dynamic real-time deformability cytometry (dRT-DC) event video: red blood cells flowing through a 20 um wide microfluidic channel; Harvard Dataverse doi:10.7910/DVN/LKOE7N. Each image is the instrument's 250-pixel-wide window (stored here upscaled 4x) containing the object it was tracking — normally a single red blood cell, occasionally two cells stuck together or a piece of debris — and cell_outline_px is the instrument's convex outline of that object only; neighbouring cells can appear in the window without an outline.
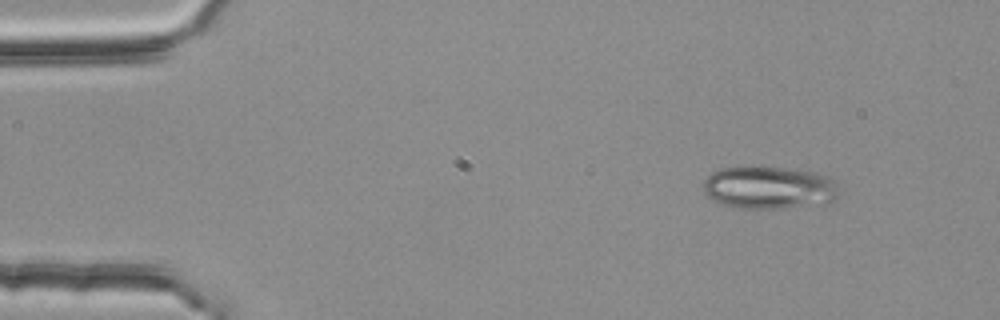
{"species": "common noctule bat (a hibernating species)", "species_latin": "Nyctalus noctula", "temperature_condition": "room temperature", "stored_images_in_passage": 4, "segment_of_instrument_passage": [1, 2], "camera_frame_rate_fps": 3000, "um_per_image_px": 0.085, "animal": {"sex": "female", "body_mass_g": 25.1}, "frame": {"image": 1, "passage_image": 1, "time_ms": 0.0, "image_size_px": [1000, 320], "cell_outline_px": [[840, 196], [824, 208], [744, 208], [724, 204], [712, 200], [704, 192], [704, 180], [712, 172], [724, 168], [788, 168], [812, 172], [828, 176], [836, 180], [840, 192]], "centroid_in_image_um": [65.54, 16.0], "position_along_channel_um": 19.5, "area_um2": 34.33}}